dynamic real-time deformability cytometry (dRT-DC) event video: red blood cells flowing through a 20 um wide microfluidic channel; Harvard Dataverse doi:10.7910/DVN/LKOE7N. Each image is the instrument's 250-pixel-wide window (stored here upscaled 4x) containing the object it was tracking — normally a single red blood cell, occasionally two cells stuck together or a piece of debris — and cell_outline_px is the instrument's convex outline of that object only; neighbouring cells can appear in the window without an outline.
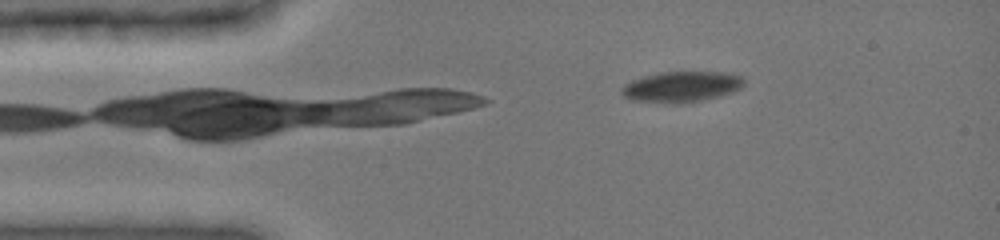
{"species": "common noctule bat (a hibernating species)", "species_latin": "Nyctalus noctula", "temperature_condition": "cold", "stored_images_in_passage": 2, "camera_frame_rate_fps": 3000, "um_per_image_px": 0.085, "animal": {"sex": "female", "body_mass_g": 19.0, "forearm_length_mm": 51.5}, "frame": {"image": 1, "passage_image": 2, "time_ms": 0.333, "image_size_px": [1000, 240], "cell_outline_px": [[744, 84], [740, 88], [732, 92], [720, 96], [680, 104], [676, 104], [632, 100], [624, 96], [620, 92], [620, 88], [624, 84], [632, 80], [644, 76], [660, 72], [720, 72], [744, 76]], "centroid_in_image_um": [57.91, 7.37], "position_along_channel_um": 27.1, "area_um2": 21.96}}